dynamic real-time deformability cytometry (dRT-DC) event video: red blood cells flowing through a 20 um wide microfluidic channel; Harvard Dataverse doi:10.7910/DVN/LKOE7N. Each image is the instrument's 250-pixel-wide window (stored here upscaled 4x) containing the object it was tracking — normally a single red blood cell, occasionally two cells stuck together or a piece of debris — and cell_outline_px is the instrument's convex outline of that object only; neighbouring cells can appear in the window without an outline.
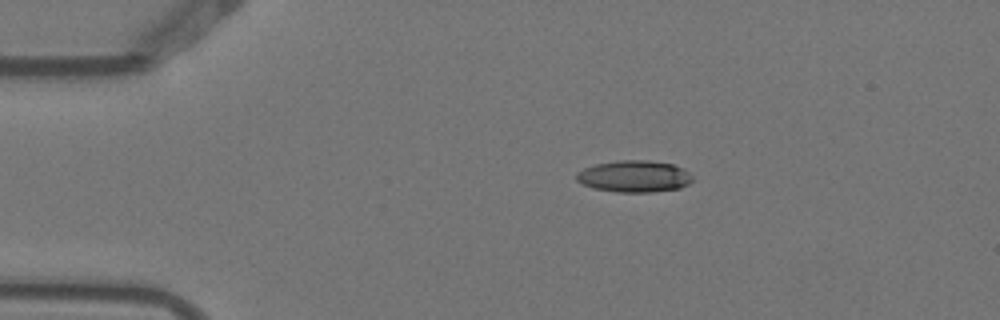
{"species": "Egyptian fruit bat (a non-hibernating species)", "species_latin": "Rousettus aegyptiacus", "temperature_condition": "warm", "stored_images_in_passage": 3, "camera_frame_rate_fps": 3000, "um_per_image_px": 0.085, "animal": {"sex": "female"}, "frame": {"image": 1, "passage_image": 1, "time_ms": 0.0, "image_size_px": [1000, 320], "cell_outline_px": [[692, 180], [688, 184], [680, 188], [652, 192], [616, 192], [596, 188], [584, 184], [576, 180], [576, 172], [584, 168], [596, 164], [620, 160], [648, 160], [672, 164], [684, 168], [692, 176]], "centroid_in_image_um": [53.92, 14.98], "position_along_channel_um": 31.1, "area_um2": 21.39}}